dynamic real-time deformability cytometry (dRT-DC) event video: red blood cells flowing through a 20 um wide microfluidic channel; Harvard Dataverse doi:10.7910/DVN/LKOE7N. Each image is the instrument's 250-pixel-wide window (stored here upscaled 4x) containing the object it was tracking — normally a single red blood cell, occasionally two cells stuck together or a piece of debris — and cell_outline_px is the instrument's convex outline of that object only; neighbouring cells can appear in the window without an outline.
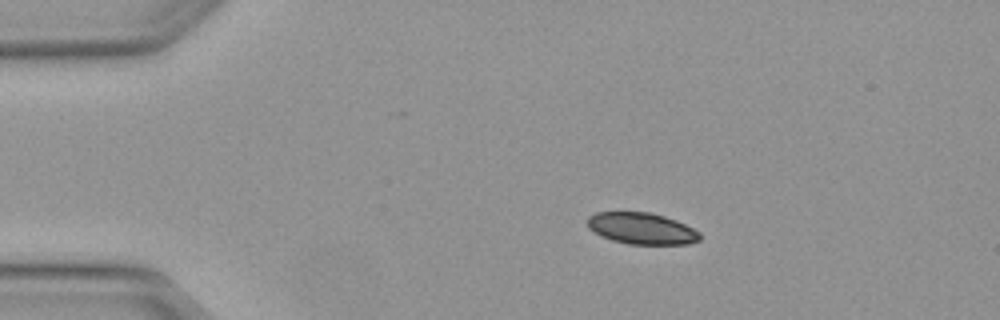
{"species": "Egyptian fruit bat (a non-hibernating species)", "species_latin": "Rousettus aegyptiacus", "temperature_condition": "warm", "stored_images_in_passage": 3, "camera_frame_rate_fps": 3000, "um_per_image_px": 0.085, "animal": {"sex": "female"}, "frame": {"image": 1, "passage_image": 1, "time_ms": 0.0, "image_size_px": [1000, 320], "cell_outline_px": [[700, 240], [688, 244], [628, 244], [612, 240], [588, 228], [588, 216], [596, 212], [648, 212], [664, 216], [676, 220], [700, 232]], "centroid_in_image_um": [54.56, 19.42], "position_along_channel_um": 30.4, "area_um2": 20.46}}
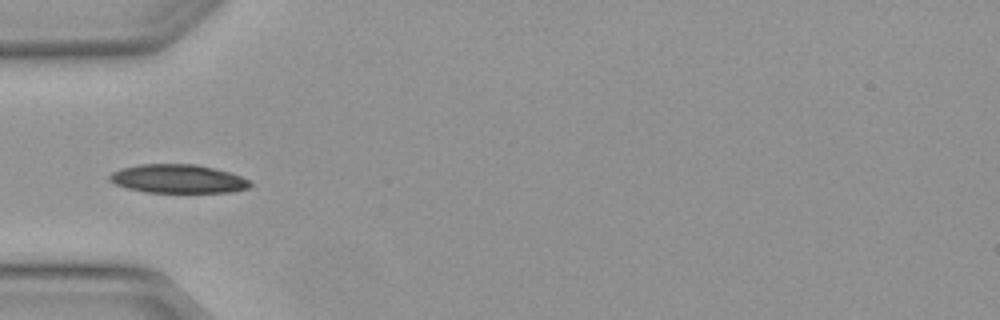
{"frame": {"image": 2, "passage_image": 3, "time_ms": 0.667, "image_size_px": [1000, 320], "cell_outline_px": [[252, 184], [248, 188], [232, 192], [144, 192], [128, 188], [116, 184], [108, 180], [108, 176], [112, 172], [120, 168], [140, 164], [196, 164], [232, 172], [248, 180]], "centroid_in_image_um": [15.12, 15.19], "position_along_channel_um": 69.9, "area_um2": 23.52}}